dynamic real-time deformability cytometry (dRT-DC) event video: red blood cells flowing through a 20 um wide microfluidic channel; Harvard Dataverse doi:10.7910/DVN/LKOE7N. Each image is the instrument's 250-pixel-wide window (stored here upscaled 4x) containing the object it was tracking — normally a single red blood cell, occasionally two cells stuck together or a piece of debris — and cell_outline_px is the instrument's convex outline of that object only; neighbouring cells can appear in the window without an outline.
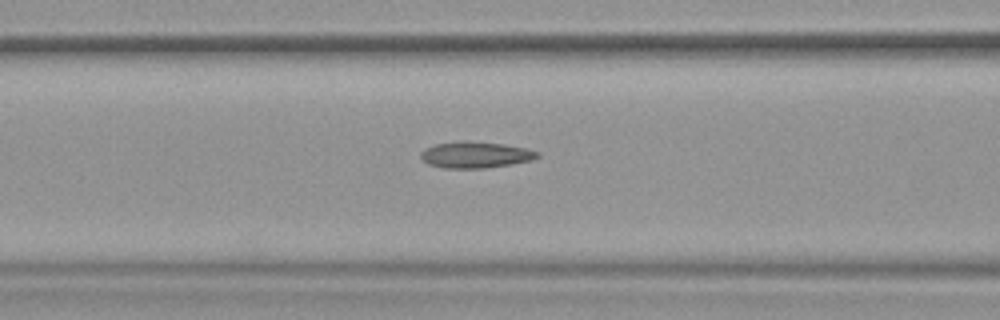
{"species": "common noctule bat (a hibernating species)", "species_latin": "Nyctalus noctula", "temperature_condition": "warm", "stored_images_in_passage": 44, "camera_frame_rate_fps": 3000, "um_per_image_px": 0.085, "animal": {"sex": "female", "body_mass_g": 19.9}, "frame": {"image": 1, "passage_image": 13, "time_ms": 4.0, "image_size_px": [1000, 320], "cell_outline_px": [[540, 156], [532, 160], [512, 164], [484, 168], [444, 168], [428, 164], [420, 156], [420, 152], [424, 148], [436, 144], [456, 140], [464, 140], [504, 144], [528, 148], [540, 152]], "centroid_in_image_um": [40.42, 13.14], "position_along_channel_um": 126.2, "area_um2": 18.15}, "authors_computed_cell_mechanics": {"area_um2": 17.4267, "velocity_mm_per_s": 3.8328, "shape_relaxation_time_tau1_ms": null, "shape_relaxation_time_tau2_ms": 2.5263, "deformation_change_tau1": null, "deformation_change_tau2": 0.1196}}